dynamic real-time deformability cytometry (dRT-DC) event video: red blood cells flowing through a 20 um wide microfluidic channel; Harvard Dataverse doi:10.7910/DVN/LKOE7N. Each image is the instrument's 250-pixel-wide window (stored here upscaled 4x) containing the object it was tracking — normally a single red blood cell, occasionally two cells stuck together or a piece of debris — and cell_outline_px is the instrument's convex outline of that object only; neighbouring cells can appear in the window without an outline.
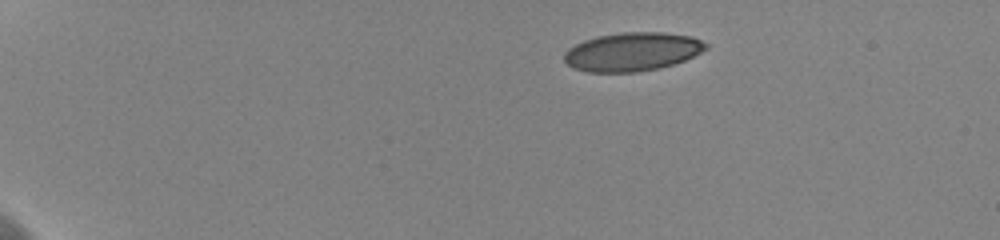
{"species": "human", "species_latin": "Homo sapiens", "temperature_condition": "cold", "stored_images_in_passage": 44, "camera_frame_rate_fps": 3000, "um_per_image_px": 0.085, "donor": {"sex": "female"}, "frame": {"image": 1, "passage_image": 1, "time_ms": 0.0, "image_size_px": [1000, 240], "cell_outline_px": [[708, 48], [684, 60], [672, 64], [656, 68], [636, 72], [588, 72], [576, 68], [568, 64], [564, 60], [564, 52], [568, 48], [584, 40], [596, 36], [624, 32], [664, 32], [692, 36], [708, 44]], "centroid_in_image_um": [53.73, 4.38], "position_along_channel_um": 31.3, "area_um2": 31.67}}
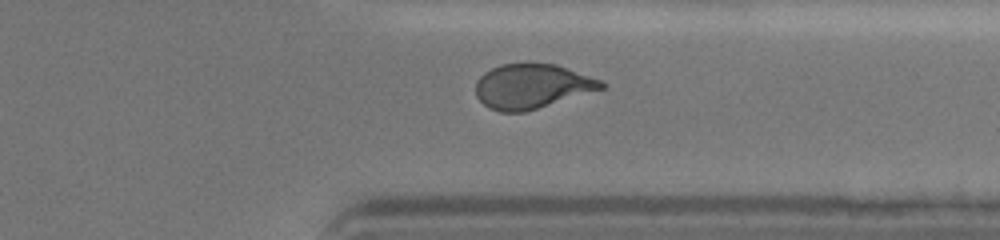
{"frame": {"image": 2, "passage_image": 37, "time_ms": 12.0, "image_size_px": [1000, 240], "cell_outline_px": [[604, 88], [524, 112], [500, 112], [488, 108], [476, 96], [476, 80], [484, 72], [500, 64], [528, 60], [556, 64], [600, 80], [604, 84]], "centroid_in_image_um": [45.15, 7.29], "position_along_channel_um": 366.3, "area_um2": 33.0}}
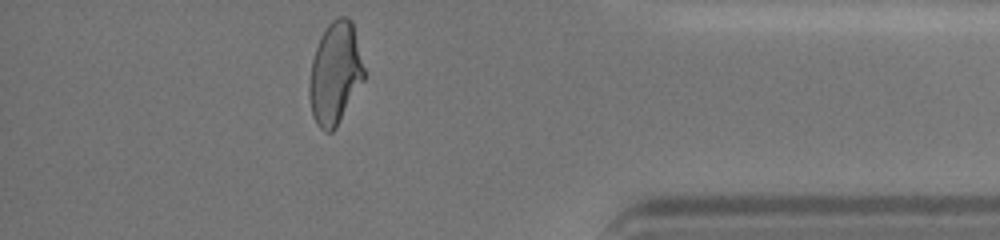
{"frame": {"image": 3, "passage_image": 42, "time_ms": 13.667, "image_size_px": [1000, 240], "cell_outline_px": [[364, 80], [336, 128], [332, 132], [324, 132], [316, 124], [312, 116], [308, 96], [308, 88], [312, 60], [316, 48], [328, 24], [336, 16], [348, 16], [352, 20], [364, 68]], "centroid_in_image_um": [28.47, 6.26], "position_along_channel_um": 406.7, "area_um2": 32.66}, "authors_computed_cell_mechanics": {"area_um2": 33.0616, "velocity_mm_per_s": 3.6398, "shape_relaxation_time_tau1_ms": 6.9778, "shape_relaxation_time_tau2_ms": 0.806, "deformation_change_tau1": 0.194, "deformation_change_tau2": 0.0762}}